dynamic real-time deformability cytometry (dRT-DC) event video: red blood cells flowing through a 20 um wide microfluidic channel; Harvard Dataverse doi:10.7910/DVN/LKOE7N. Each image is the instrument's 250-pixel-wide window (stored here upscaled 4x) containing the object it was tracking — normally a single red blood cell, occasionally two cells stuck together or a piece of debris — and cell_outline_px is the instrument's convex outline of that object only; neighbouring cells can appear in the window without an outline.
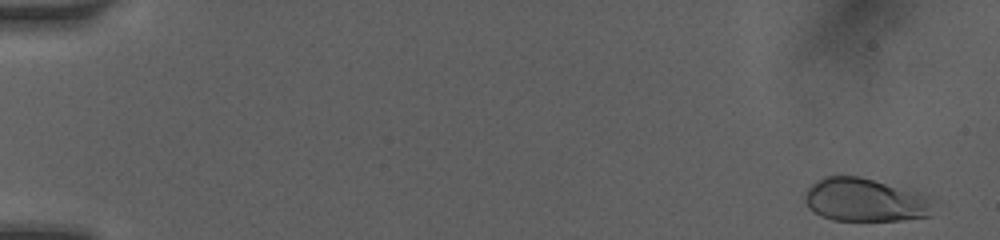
{"species": "human", "species_latin": "Homo sapiens", "temperature_condition": "room temperature", "stored_images_in_passage": 18, "camera_frame_rate_fps": 3000, "um_per_image_px": 0.085, "donor": {"sex": "female"}, "frame": {"image": 1, "passage_image": 2, "time_ms": 0.333, "image_size_px": [1000, 240], "cell_outline_px": [[928, 216], [900, 220], [832, 220], [808, 208], [804, 200], [804, 196], [808, 188], [816, 180], [824, 176], [860, 176], [916, 192], [928, 196]], "centroid_in_image_um": [73.42, 16.98], "position_along_channel_um": 11.6, "area_um2": 31.67}}
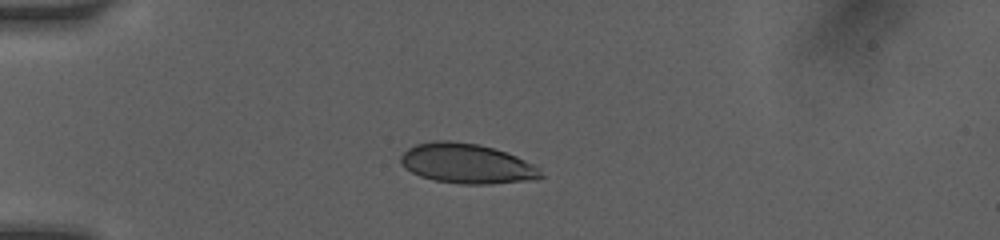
{"frame": {"image": 2, "passage_image": 17, "time_ms": 4.333, "image_size_px": [1000, 240], "cell_outline_px": [[544, 176], [536, 180], [488, 184], [464, 184], [436, 180], [420, 176], [412, 172], [400, 164], [400, 156], [408, 148], [416, 144], [432, 140], [448, 140], [480, 144], [516, 156], [532, 164]], "centroid_in_image_um": [39.65, 13.9], "position_along_channel_um": 45.4, "area_um2": 32.43}}